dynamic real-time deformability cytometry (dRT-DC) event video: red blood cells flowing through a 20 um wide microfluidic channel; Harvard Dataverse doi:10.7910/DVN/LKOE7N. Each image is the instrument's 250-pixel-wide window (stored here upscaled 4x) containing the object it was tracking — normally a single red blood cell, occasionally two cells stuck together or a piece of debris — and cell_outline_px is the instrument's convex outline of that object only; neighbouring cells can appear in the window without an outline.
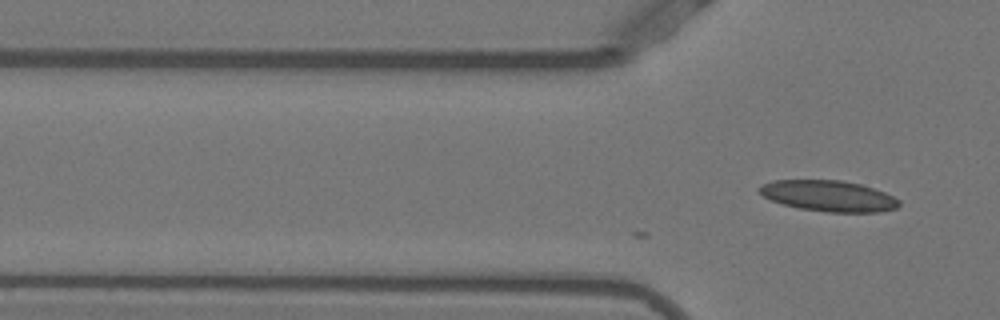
{"species": "Egyptian fruit bat (a non-hibernating species)", "species_latin": "Rousettus aegyptiacus", "temperature_condition": "warm", "stored_images_in_passage": 15, "camera_frame_rate_fps": 3000, "um_per_image_px": 0.085, "animal": {"sex": "female"}, "frame": {"image": 1, "passage_image": 15, "time_ms": 4.667, "image_size_px": [1000, 320], "cell_outline_px": [[900, 204], [896, 208], [880, 212], [828, 212], [800, 208], [784, 204], [772, 200], [764, 196], [756, 188], [772, 180], [840, 180], [860, 184], [884, 192], [900, 200]], "centroid_in_image_um": [70.44, 16.65], "position_along_channel_um": 55.4, "area_um2": 24.97}}